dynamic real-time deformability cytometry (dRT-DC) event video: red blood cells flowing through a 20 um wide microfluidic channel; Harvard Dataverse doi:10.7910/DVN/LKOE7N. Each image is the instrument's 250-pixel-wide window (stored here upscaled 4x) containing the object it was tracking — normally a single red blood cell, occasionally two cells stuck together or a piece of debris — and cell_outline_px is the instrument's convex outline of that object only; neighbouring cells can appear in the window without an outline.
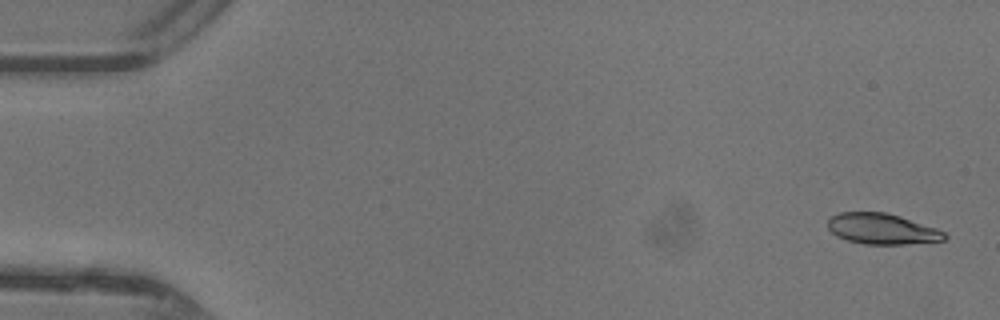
{"species": "common noctule bat (a hibernating species)", "species_latin": "Nyctalus noctula", "temperature_condition": "warm", "stored_images_in_passage": 47, "camera_frame_rate_fps": 3000, "um_per_image_px": 0.085, "animal": {"sex": "female"}, "frame": {"image": 1, "passage_image": 2, "time_ms": 0.333, "image_size_px": [1000, 320], "cell_outline_px": [[948, 236], [944, 240], [904, 244], [864, 244], [848, 240], [836, 236], [828, 228], [828, 220], [832, 216], [840, 212], [884, 212], [900, 216], [936, 228], [944, 232]], "centroid_in_image_um": [74.96, 19.45], "position_along_channel_um": 10.0, "area_um2": 20.75}}
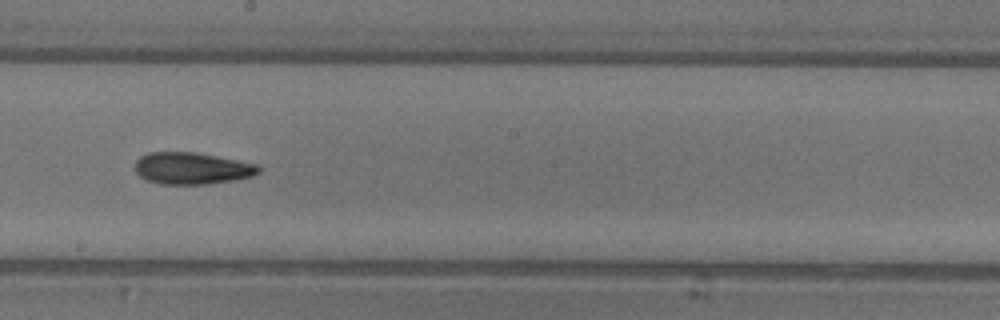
{"frame": {"image": 2, "passage_image": 27, "time_ms": 8.667, "image_size_px": [1000, 320], "cell_outline_px": [[260, 172], [252, 176], [236, 180], [208, 184], [160, 184], [148, 180], [140, 176], [136, 172], [136, 160], [140, 156], [148, 152], [196, 152], [256, 164], [260, 168]], "centroid_in_image_um": [16.31, 14.31], "position_along_channel_um": 231.9, "area_um2": 22.89}}
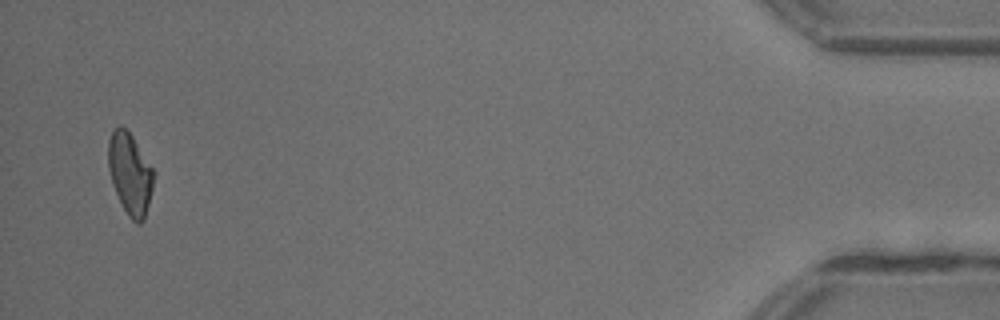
{"frame": {"image": 3, "passage_image": 46, "time_ms": 15.0, "image_size_px": [1000, 320], "cell_outline_px": [[152, 188], [144, 220], [140, 224], [136, 224], [128, 216], [112, 184], [108, 168], [108, 140], [112, 128], [120, 124], [132, 136], [152, 168]], "centroid_in_image_um": [11.01, 14.74], "position_along_channel_um": 424.2, "area_um2": 21.21}, "authors_computed_cell_mechanics": {"area_um2": 22.0218, "velocity_mm_per_s": 4.4184, "shape_relaxation_time_tau1_ms": null, "shape_relaxation_time_tau2_ms": 4.7932, "deformation_change_tau1": null, "deformation_change_tau2": 0.1411}}